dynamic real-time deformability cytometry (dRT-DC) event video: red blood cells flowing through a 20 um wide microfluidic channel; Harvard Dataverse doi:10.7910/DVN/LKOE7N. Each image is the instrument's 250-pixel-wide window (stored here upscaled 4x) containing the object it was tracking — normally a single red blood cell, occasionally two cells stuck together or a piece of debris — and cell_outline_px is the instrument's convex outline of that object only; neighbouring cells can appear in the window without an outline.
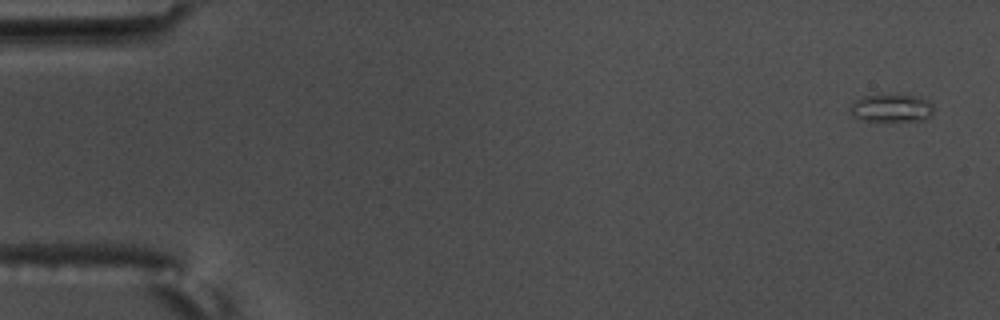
{"species": "common noctule bat (a hibernating species)", "species_latin": "Nyctalus noctula", "temperature_condition": "warm", "stored_images_in_passage": 4, "camera_frame_rate_fps": 3000, "um_per_image_px": 0.085, "animal": {"sex": "male", "body_mass_g": 17.5, "forearm_length_mm": 52.3}, "frame": {"image": 1, "passage_image": 1, "time_ms": 0.0, "image_size_px": [1000, 320], "cell_outline_px": [[932, 116], [924, 120], [864, 120], [856, 116], [848, 108], [856, 100], [864, 96], [916, 96], [928, 100], [932, 104]], "centroid_in_image_um": [75.82, 9.19], "position_along_channel_um": 9.2, "area_um2": 12.95}}
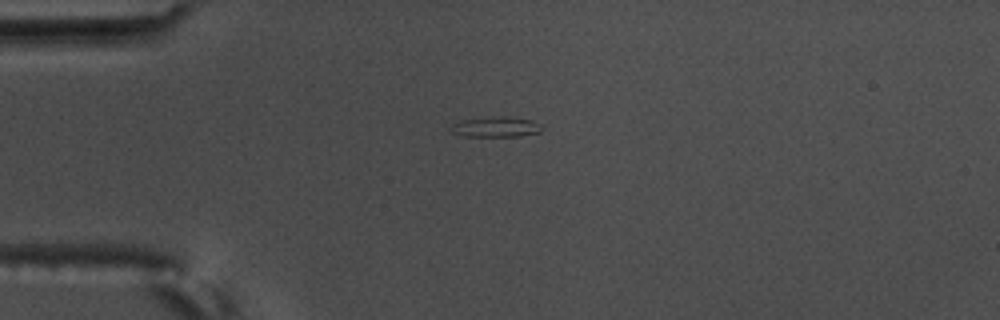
{"frame": {"image": 2, "passage_image": 4, "time_ms": 1.0, "image_size_px": [1000, 320], "cell_outline_px": [[540, 132], [520, 136], [464, 136], [452, 132], [448, 128], [452, 124], [460, 120], [500, 116], [508, 116], [528, 120], [540, 124]], "centroid_in_image_um": [42.08, 10.79], "position_along_channel_um": 42.9, "area_um2": 10.64}}